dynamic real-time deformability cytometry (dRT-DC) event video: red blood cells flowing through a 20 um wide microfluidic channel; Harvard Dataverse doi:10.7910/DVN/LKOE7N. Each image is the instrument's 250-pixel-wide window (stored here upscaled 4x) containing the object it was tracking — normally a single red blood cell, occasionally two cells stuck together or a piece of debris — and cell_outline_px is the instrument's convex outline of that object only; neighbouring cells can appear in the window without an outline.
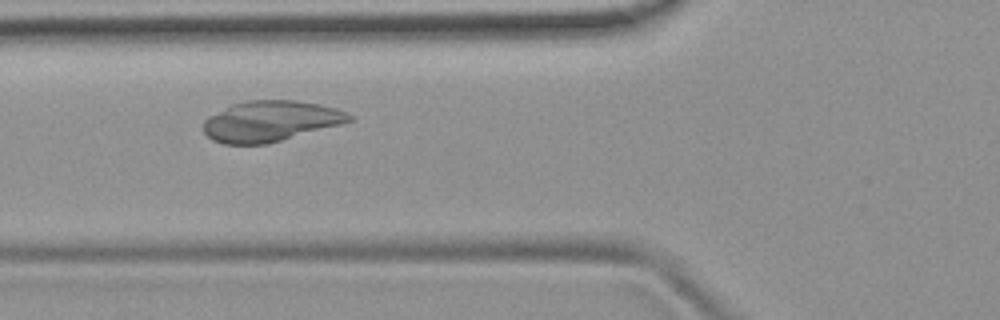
{"species": "common noctule bat (a hibernating species)", "species_latin": "Nyctalus noctula", "temperature_condition": "room temperature", "stored_images_in_passage": 13, "camera_frame_rate_fps": 3000, "um_per_image_px": 0.085, "animal": {"sex": "female", "body_mass_g": 19.9}, "frame": {"image": 1, "passage_image": 3, "time_ms": 0.667, "image_size_px": [1000, 320], "cell_outline_px": [[352, 120], [340, 124], [268, 144], [224, 144], [212, 140], [204, 132], [204, 120], [208, 116], [232, 104], [248, 100], [296, 100], [320, 104], [336, 108], [348, 112], [352, 116]], "centroid_in_image_um": [22.98, 10.29], "position_along_channel_um": 102.8, "area_um2": 34.51}}